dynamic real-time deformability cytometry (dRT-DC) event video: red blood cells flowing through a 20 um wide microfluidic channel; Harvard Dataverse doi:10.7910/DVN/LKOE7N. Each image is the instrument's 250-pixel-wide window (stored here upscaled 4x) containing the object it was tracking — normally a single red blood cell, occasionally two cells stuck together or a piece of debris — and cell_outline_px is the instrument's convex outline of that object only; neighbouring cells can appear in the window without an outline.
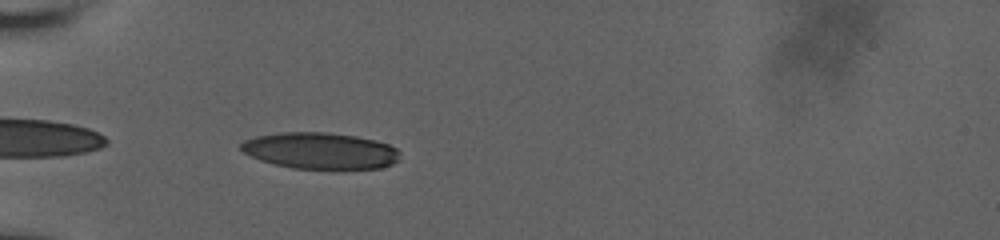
{"species": "human", "species_latin": "Homo sapiens", "temperature_condition": "room temperature", "stored_images_in_passage": 15, "camera_frame_rate_fps": 3000, "um_per_image_px": 0.085, "donor": {"sex": "male"}, "frame": {"image": 1, "passage_image": 5, "time_ms": 0.667, "image_size_px": [1000, 240], "cell_outline_px": [[400, 160], [392, 164], [380, 168], [332, 172], [292, 168], [260, 160], [244, 152], [240, 148], [240, 144], [244, 140], [256, 136], [284, 132], [328, 132], [356, 136], [376, 140], [388, 144], [396, 148], [400, 152]], "centroid_in_image_um": [27.29, 12.86], "position_along_channel_um": 57.7, "area_um2": 34.85}}
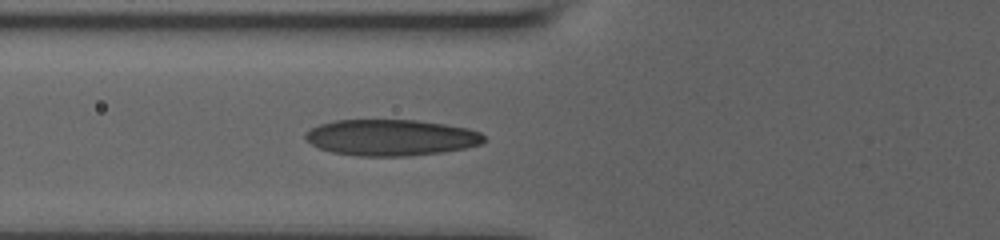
{"frame": {"image": 2, "passage_image": 12, "time_ms": 2.0, "image_size_px": [1000, 240], "cell_outline_px": [[488, 140], [480, 144], [464, 148], [444, 152], [408, 156], [356, 156], [332, 152], [320, 148], [304, 140], [304, 136], [312, 128], [320, 124], [336, 120], [416, 120], [444, 124], [468, 128], [480, 132]], "centroid_in_image_um": [33.26, 11.7], "position_along_channel_um": 92.5, "area_um2": 37.74}}